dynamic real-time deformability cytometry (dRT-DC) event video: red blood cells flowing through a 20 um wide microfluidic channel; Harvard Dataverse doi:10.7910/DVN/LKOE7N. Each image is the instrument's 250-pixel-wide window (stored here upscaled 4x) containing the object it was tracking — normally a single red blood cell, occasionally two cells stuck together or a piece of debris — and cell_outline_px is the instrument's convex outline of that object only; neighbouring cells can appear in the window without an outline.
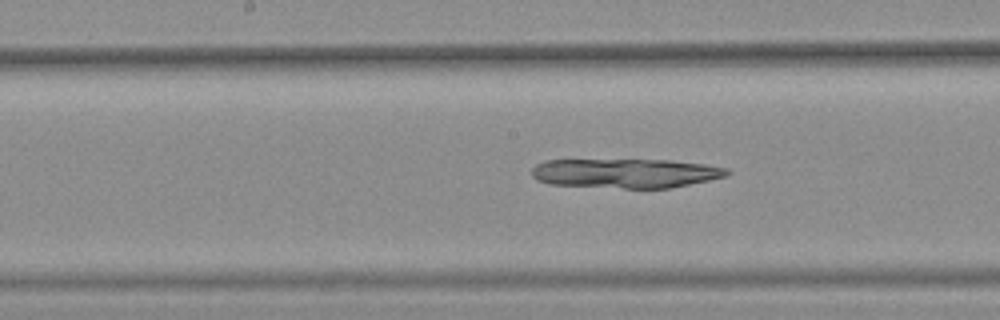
{"species": "common noctule bat (a hibernating species)", "species_latin": "Nyctalus noctula", "temperature_condition": "warm", "stored_images_in_passage": 40, "camera_frame_rate_fps": 3000, "um_per_image_px": 0.085, "animal": {"sex": "female", "body_mass_g": 25.1}, "frame": {"image": 1, "passage_image": 21, "time_ms": 6.667, "image_size_px": [1000, 320], "cell_outline_px": [[732, 172], [724, 176], [708, 180], [668, 188], [624, 188], [548, 184], [536, 180], [532, 176], [532, 168], [536, 164], [544, 160], [672, 160], [704, 164], [728, 168]], "centroid_in_image_um": [53.14, 14.72], "position_along_channel_um": 195.1, "area_um2": 33.35}}
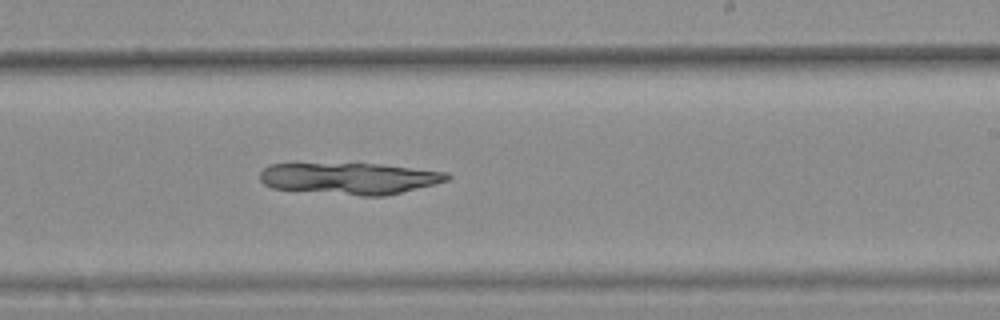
{"frame": {"image": 2, "passage_image": 26, "time_ms": 8.333, "image_size_px": [1000, 320], "cell_outline_px": [[452, 176], [448, 180], [384, 196], [360, 196], [272, 188], [264, 184], [260, 180], [260, 172], [264, 168], [272, 164], [380, 164], [448, 172]], "centroid_in_image_um": [29.71, 15.17], "position_along_channel_um": 259.3, "area_um2": 34.1}}